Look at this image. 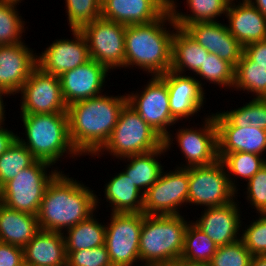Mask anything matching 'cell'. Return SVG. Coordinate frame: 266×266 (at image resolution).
I'll use <instances>...</instances> for the list:
<instances>
[{
	"label": "cell",
	"instance_id": "obj_30",
	"mask_svg": "<svg viewBox=\"0 0 266 266\" xmlns=\"http://www.w3.org/2000/svg\"><path fill=\"white\" fill-rule=\"evenodd\" d=\"M96 212L88 219L66 230L64 235L66 251L91 249L105 245L106 225L100 222Z\"/></svg>",
	"mask_w": 266,
	"mask_h": 266
},
{
	"label": "cell",
	"instance_id": "obj_28",
	"mask_svg": "<svg viewBox=\"0 0 266 266\" xmlns=\"http://www.w3.org/2000/svg\"><path fill=\"white\" fill-rule=\"evenodd\" d=\"M209 52L183 28L177 27L172 37L171 70L193 75L200 69ZM187 71V72H186ZM190 71V72H188Z\"/></svg>",
	"mask_w": 266,
	"mask_h": 266
},
{
	"label": "cell",
	"instance_id": "obj_6",
	"mask_svg": "<svg viewBox=\"0 0 266 266\" xmlns=\"http://www.w3.org/2000/svg\"><path fill=\"white\" fill-rule=\"evenodd\" d=\"M164 139L126 103L121 109L118 121L108 141L94 155L100 158L110 154L112 159L148 153L160 148ZM100 156V157H99Z\"/></svg>",
	"mask_w": 266,
	"mask_h": 266
},
{
	"label": "cell",
	"instance_id": "obj_14",
	"mask_svg": "<svg viewBox=\"0 0 266 266\" xmlns=\"http://www.w3.org/2000/svg\"><path fill=\"white\" fill-rule=\"evenodd\" d=\"M20 114L67 113L59 76L36 67L20 91Z\"/></svg>",
	"mask_w": 266,
	"mask_h": 266
},
{
	"label": "cell",
	"instance_id": "obj_20",
	"mask_svg": "<svg viewBox=\"0 0 266 266\" xmlns=\"http://www.w3.org/2000/svg\"><path fill=\"white\" fill-rule=\"evenodd\" d=\"M184 30L209 53L216 54L234 67L237 66L243 53V46L229 32L225 23L195 22L188 24Z\"/></svg>",
	"mask_w": 266,
	"mask_h": 266
},
{
	"label": "cell",
	"instance_id": "obj_36",
	"mask_svg": "<svg viewBox=\"0 0 266 266\" xmlns=\"http://www.w3.org/2000/svg\"><path fill=\"white\" fill-rule=\"evenodd\" d=\"M18 5L0 0V45H13L24 41L22 34L26 33V23L17 9Z\"/></svg>",
	"mask_w": 266,
	"mask_h": 266
},
{
	"label": "cell",
	"instance_id": "obj_38",
	"mask_svg": "<svg viewBox=\"0 0 266 266\" xmlns=\"http://www.w3.org/2000/svg\"><path fill=\"white\" fill-rule=\"evenodd\" d=\"M70 30H80L84 25L101 17V0H64Z\"/></svg>",
	"mask_w": 266,
	"mask_h": 266
},
{
	"label": "cell",
	"instance_id": "obj_51",
	"mask_svg": "<svg viewBox=\"0 0 266 266\" xmlns=\"http://www.w3.org/2000/svg\"><path fill=\"white\" fill-rule=\"evenodd\" d=\"M228 3H231V2H237V0H226ZM238 1H246V0H238Z\"/></svg>",
	"mask_w": 266,
	"mask_h": 266
},
{
	"label": "cell",
	"instance_id": "obj_40",
	"mask_svg": "<svg viewBox=\"0 0 266 266\" xmlns=\"http://www.w3.org/2000/svg\"><path fill=\"white\" fill-rule=\"evenodd\" d=\"M257 216L241 230V239L253 256L266 255V213H258Z\"/></svg>",
	"mask_w": 266,
	"mask_h": 266
},
{
	"label": "cell",
	"instance_id": "obj_27",
	"mask_svg": "<svg viewBox=\"0 0 266 266\" xmlns=\"http://www.w3.org/2000/svg\"><path fill=\"white\" fill-rule=\"evenodd\" d=\"M166 154L167 151L163 144L154 151L127 156L118 160L128 162L122 170L144 194L159 179L163 169H165L162 166L164 164L159 159L162 155L165 157Z\"/></svg>",
	"mask_w": 266,
	"mask_h": 266
},
{
	"label": "cell",
	"instance_id": "obj_13",
	"mask_svg": "<svg viewBox=\"0 0 266 266\" xmlns=\"http://www.w3.org/2000/svg\"><path fill=\"white\" fill-rule=\"evenodd\" d=\"M150 78L141 91L128 92L127 103L164 139L178 122L170 112L166 82L160 76Z\"/></svg>",
	"mask_w": 266,
	"mask_h": 266
},
{
	"label": "cell",
	"instance_id": "obj_12",
	"mask_svg": "<svg viewBox=\"0 0 266 266\" xmlns=\"http://www.w3.org/2000/svg\"><path fill=\"white\" fill-rule=\"evenodd\" d=\"M174 169H163L159 179L144 193L145 215H182L181 207H188V168Z\"/></svg>",
	"mask_w": 266,
	"mask_h": 266
},
{
	"label": "cell",
	"instance_id": "obj_3",
	"mask_svg": "<svg viewBox=\"0 0 266 266\" xmlns=\"http://www.w3.org/2000/svg\"><path fill=\"white\" fill-rule=\"evenodd\" d=\"M176 28L169 9L153 22L127 25L125 69L135 66L150 76H160L171 70L172 37Z\"/></svg>",
	"mask_w": 266,
	"mask_h": 266
},
{
	"label": "cell",
	"instance_id": "obj_9",
	"mask_svg": "<svg viewBox=\"0 0 266 266\" xmlns=\"http://www.w3.org/2000/svg\"><path fill=\"white\" fill-rule=\"evenodd\" d=\"M188 205L203 208L222 206L233 202L237 192L231 187L223 163L188 167Z\"/></svg>",
	"mask_w": 266,
	"mask_h": 266
},
{
	"label": "cell",
	"instance_id": "obj_29",
	"mask_svg": "<svg viewBox=\"0 0 266 266\" xmlns=\"http://www.w3.org/2000/svg\"><path fill=\"white\" fill-rule=\"evenodd\" d=\"M189 12L177 9L176 0H170L169 11L177 27L185 28L188 24L195 22H215L219 17L226 15L228 2L226 0H186ZM181 11V12H180ZM189 13V14H188Z\"/></svg>",
	"mask_w": 266,
	"mask_h": 266
},
{
	"label": "cell",
	"instance_id": "obj_7",
	"mask_svg": "<svg viewBox=\"0 0 266 266\" xmlns=\"http://www.w3.org/2000/svg\"><path fill=\"white\" fill-rule=\"evenodd\" d=\"M53 167L37 160L21 170L0 189V202L11 209L37 216L48 184L61 171L57 166Z\"/></svg>",
	"mask_w": 266,
	"mask_h": 266
},
{
	"label": "cell",
	"instance_id": "obj_15",
	"mask_svg": "<svg viewBox=\"0 0 266 266\" xmlns=\"http://www.w3.org/2000/svg\"><path fill=\"white\" fill-rule=\"evenodd\" d=\"M72 39H56L44 51L37 53V67L44 73L60 76L62 73L90 60L88 44L80 30H69Z\"/></svg>",
	"mask_w": 266,
	"mask_h": 266
},
{
	"label": "cell",
	"instance_id": "obj_46",
	"mask_svg": "<svg viewBox=\"0 0 266 266\" xmlns=\"http://www.w3.org/2000/svg\"><path fill=\"white\" fill-rule=\"evenodd\" d=\"M9 96L10 95L0 86V118H4L6 116V102H4V100Z\"/></svg>",
	"mask_w": 266,
	"mask_h": 266
},
{
	"label": "cell",
	"instance_id": "obj_4",
	"mask_svg": "<svg viewBox=\"0 0 266 266\" xmlns=\"http://www.w3.org/2000/svg\"><path fill=\"white\" fill-rule=\"evenodd\" d=\"M20 117L26 139L17 135V140L37 160L56 166L66 157L75 160L81 156L70 140L68 113L20 114Z\"/></svg>",
	"mask_w": 266,
	"mask_h": 266
},
{
	"label": "cell",
	"instance_id": "obj_24",
	"mask_svg": "<svg viewBox=\"0 0 266 266\" xmlns=\"http://www.w3.org/2000/svg\"><path fill=\"white\" fill-rule=\"evenodd\" d=\"M25 266H67L64 235L40 230L23 247Z\"/></svg>",
	"mask_w": 266,
	"mask_h": 266
},
{
	"label": "cell",
	"instance_id": "obj_42",
	"mask_svg": "<svg viewBox=\"0 0 266 266\" xmlns=\"http://www.w3.org/2000/svg\"><path fill=\"white\" fill-rule=\"evenodd\" d=\"M247 186V187H246ZM245 199L256 213H266V169L262 167L245 185Z\"/></svg>",
	"mask_w": 266,
	"mask_h": 266
},
{
	"label": "cell",
	"instance_id": "obj_47",
	"mask_svg": "<svg viewBox=\"0 0 266 266\" xmlns=\"http://www.w3.org/2000/svg\"><path fill=\"white\" fill-rule=\"evenodd\" d=\"M250 266H266V255H254Z\"/></svg>",
	"mask_w": 266,
	"mask_h": 266
},
{
	"label": "cell",
	"instance_id": "obj_17",
	"mask_svg": "<svg viewBox=\"0 0 266 266\" xmlns=\"http://www.w3.org/2000/svg\"><path fill=\"white\" fill-rule=\"evenodd\" d=\"M109 73L104 65L95 60L68 70L59 76L64 100L69 106L74 102L102 95ZM103 88V89H102Z\"/></svg>",
	"mask_w": 266,
	"mask_h": 266
},
{
	"label": "cell",
	"instance_id": "obj_19",
	"mask_svg": "<svg viewBox=\"0 0 266 266\" xmlns=\"http://www.w3.org/2000/svg\"><path fill=\"white\" fill-rule=\"evenodd\" d=\"M0 45V86L14 96L37 67V53L26 43Z\"/></svg>",
	"mask_w": 266,
	"mask_h": 266
},
{
	"label": "cell",
	"instance_id": "obj_37",
	"mask_svg": "<svg viewBox=\"0 0 266 266\" xmlns=\"http://www.w3.org/2000/svg\"><path fill=\"white\" fill-rule=\"evenodd\" d=\"M37 159L18 140L0 155V189Z\"/></svg>",
	"mask_w": 266,
	"mask_h": 266
},
{
	"label": "cell",
	"instance_id": "obj_8",
	"mask_svg": "<svg viewBox=\"0 0 266 266\" xmlns=\"http://www.w3.org/2000/svg\"><path fill=\"white\" fill-rule=\"evenodd\" d=\"M208 114L206 113V116H204V121L202 120L199 128L195 125V128L193 126L189 127V125L185 126V128L184 124H182L183 127L179 126L177 130L175 129V134L171 130L164 138L163 141L167 152L171 150V147L173 148V144L177 143V147H179L182 156L185 158V163L181 162L180 166L176 165L175 167L207 166L219 160L217 126L213 114H210V112Z\"/></svg>",
	"mask_w": 266,
	"mask_h": 266
},
{
	"label": "cell",
	"instance_id": "obj_34",
	"mask_svg": "<svg viewBox=\"0 0 266 266\" xmlns=\"http://www.w3.org/2000/svg\"><path fill=\"white\" fill-rule=\"evenodd\" d=\"M194 75L195 78L196 76L199 78H196V80L203 89V86L209 82V85L215 84L219 88L222 87L224 89L226 87L224 90L228 88L232 90L235 82V67L216 54L209 53L208 57H205L203 65Z\"/></svg>",
	"mask_w": 266,
	"mask_h": 266
},
{
	"label": "cell",
	"instance_id": "obj_2",
	"mask_svg": "<svg viewBox=\"0 0 266 266\" xmlns=\"http://www.w3.org/2000/svg\"><path fill=\"white\" fill-rule=\"evenodd\" d=\"M119 95H109L106 91L68 106L70 140L81 156L94 157L108 141L127 103V93Z\"/></svg>",
	"mask_w": 266,
	"mask_h": 266
},
{
	"label": "cell",
	"instance_id": "obj_49",
	"mask_svg": "<svg viewBox=\"0 0 266 266\" xmlns=\"http://www.w3.org/2000/svg\"><path fill=\"white\" fill-rule=\"evenodd\" d=\"M171 266H208V265H200V264H189V263H185L183 261H178L176 263H174L173 265Z\"/></svg>",
	"mask_w": 266,
	"mask_h": 266
},
{
	"label": "cell",
	"instance_id": "obj_10",
	"mask_svg": "<svg viewBox=\"0 0 266 266\" xmlns=\"http://www.w3.org/2000/svg\"><path fill=\"white\" fill-rule=\"evenodd\" d=\"M125 24L99 17L84 25L90 59L104 65L110 72L125 69Z\"/></svg>",
	"mask_w": 266,
	"mask_h": 266
},
{
	"label": "cell",
	"instance_id": "obj_41",
	"mask_svg": "<svg viewBox=\"0 0 266 266\" xmlns=\"http://www.w3.org/2000/svg\"><path fill=\"white\" fill-rule=\"evenodd\" d=\"M67 266H113L106 245L78 251H66Z\"/></svg>",
	"mask_w": 266,
	"mask_h": 266
},
{
	"label": "cell",
	"instance_id": "obj_25",
	"mask_svg": "<svg viewBox=\"0 0 266 266\" xmlns=\"http://www.w3.org/2000/svg\"><path fill=\"white\" fill-rule=\"evenodd\" d=\"M104 187L111 213H143L144 194L123 171L111 176Z\"/></svg>",
	"mask_w": 266,
	"mask_h": 266
},
{
	"label": "cell",
	"instance_id": "obj_11",
	"mask_svg": "<svg viewBox=\"0 0 266 266\" xmlns=\"http://www.w3.org/2000/svg\"><path fill=\"white\" fill-rule=\"evenodd\" d=\"M107 220L105 245L111 264L137 266L143 213H111Z\"/></svg>",
	"mask_w": 266,
	"mask_h": 266
},
{
	"label": "cell",
	"instance_id": "obj_45",
	"mask_svg": "<svg viewBox=\"0 0 266 266\" xmlns=\"http://www.w3.org/2000/svg\"><path fill=\"white\" fill-rule=\"evenodd\" d=\"M5 119L6 117L0 118V155L14 144L18 135V132L15 133L12 129L5 127Z\"/></svg>",
	"mask_w": 266,
	"mask_h": 266
},
{
	"label": "cell",
	"instance_id": "obj_39",
	"mask_svg": "<svg viewBox=\"0 0 266 266\" xmlns=\"http://www.w3.org/2000/svg\"><path fill=\"white\" fill-rule=\"evenodd\" d=\"M253 255L242 239L217 247L208 266H250Z\"/></svg>",
	"mask_w": 266,
	"mask_h": 266
},
{
	"label": "cell",
	"instance_id": "obj_26",
	"mask_svg": "<svg viewBox=\"0 0 266 266\" xmlns=\"http://www.w3.org/2000/svg\"><path fill=\"white\" fill-rule=\"evenodd\" d=\"M39 231L36 215L11 209L0 202V242L23 248Z\"/></svg>",
	"mask_w": 266,
	"mask_h": 266
},
{
	"label": "cell",
	"instance_id": "obj_52",
	"mask_svg": "<svg viewBox=\"0 0 266 266\" xmlns=\"http://www.w3.org/2000/svg\"><path fill=\"white\" fill-rule=\"evenodd\" d=\"M264 167L266 169V158L264 159Z\"/></svg>",
	"mask_w": 266,
	"mask_h": 266
},
{
	"label": "cell",
	"instance_id": "obj_21",
	"mask_svg": "<svg viewBox=\"0 0 266 266\" xmlns=\"http://www.w3.org/2000/svg\"><path fill=\"white\" fill-rule=\"evenodd\" d=\"M218 131L219 160L228 153L246 152L261 155L266 152V130L233 126L220 112L213 113Z\"/></svg>",
	"mask_w": 266,
	"mask_h": 266
},
{
	"label": "cell",
	"instance_id": "obj_5",
	"mask_svg": "<svg viewBox=\"0 0 266 266\" xmlns=\"http://www.w3.org/2000/svg\"><path fill=\"white\" fill-rule=\"evenodd\" d=\"M186 219L184 215L143 213L139 242L141 266H171L180 261L189 223V218Z\"/></svg>",
	"mask_w": 266,
	"mask_h": 266
},
{
	"label": "cell",
	"instance_id": "obj_31",
	"mask_svg": "<svg viewBox=\"0 0 266 266\" xmlns=\"http://www.w3.org/2000/svg\"><path fill=\"white\" fill-rule=\"evenodd\" d=\"M216 250V244L189 220L180 260L189 264L208 265Z\"/></svg>",
	"mask_w": 266,
	"mask_h": 266
},
{
	"label": "cell",
	"instance_id": "obj_32",
	"mask_svg": "<svg viewBox=\"0 0 266 266\" xmlns=\"http://www.w3.org/2000/svg\"><path fill=\"white\" fill-rule=\"evenodd\" d=\"M232 90L251 93L253 98H266V67L254 65L244 53L235 67Z\"/></svg>",
	"mask_w": 266,
	"mask_h": 266
},
{
	"label": "cell",
	"instance_id": "obj_33",
	"mask_svg": "<svg viewBox=\"0 0 266 266\" xmlns=\"http://www.w3.org/2000/svg\"><path fill=\"white\" fill-rule=\"evenodd\" d=\"M264 159L265 157L261 155L246 152L228 153L220 159L226 169L231 187L237 192V197L240 189L239 182H237L239 180L237 179L240 178V181L244 180L248 182L262 167H264Z\"/></svg>",
	"mask_w": 266,
	"mask_h": 266
},
{
	"label": "cell",
	"instance_id": "obj_43",
	"mask_svg": "<svg viewBox=\"0 0 266 266\" xmlns=\"http://www.w3.org/2000/svg\"><path fill=\"white\" fill-rule=\"evenodd\" d=\"M0 266H25L23 248L0 242Z\"/></svg>",
	"mask_w": 266,
	"mask_h": 266
},
{
	"label": "cell",
	"instance_id": "obj_1",
	"mask_svg": "<svg viewBox=\"0 0 266 266\" xmlns=\"http://www.w3.org/2000/svg\"><path fill=\"white\" fill-rule=\"evenodd\" d=\"M67 174L60 171L44 192L37 214L42 231L64 233L88 219L101 205L98 197L101 195H96L95 190L87 187L84 182Z\"/></svg>",
	"mask_w": 266,
	"mask_h": 266
},
{
	"label": "cell",
	"instance_id": "obj_48",
	"mask_svg": "<svg viewBox=\"0 0 266 266\" xmlns=\"http://www.w3.org/2000/svg\"><path fill=\"white\" fill-rule=\"evenodd\" d=\"M266 17V0H248Z\"/></svg>",
	"mask_w": 266,
	"mask_h": 266
},
{
	"label": "cell",
	"instance_id": "obj_50",
	"mask_svg": "<svg viewBox=\"0 0 266 266\" xmlns=\"http://www.w3.org/2000/svg\"><path fill=\"white\" fill-rule=\"evenodd\" d=\"M4 1H7V2H13V3H17V4H19V3H21V2L24 1V0H4Z\"/></svg>",
	"mask_w": 266,
	"mask_h": 266
},
{
	"label": "cell",
	"instance_id": "obj_18",
	"mask_svg": "<svg viewBox=\"0 0 266 266\" xmlns=\"http://www.w3.org/2000/svg\"><path fill=\"white\" fill-rule=\"evenodd\" d=\"M237 199L222 206L205 208L204 211H201L200 217H196L197 220H192L217 247L241 239L240 229L243 226L241 217L243 215L241 214L243 211L239 206L241 202Z\"/></svg>",
	"mask_w": 266,
	"mask_h": 266
},
{
	"label": "cell",
	"instance_id": "obj_44",
	"mask_svg": "<svg viewBox=\"0 0 266 266\" xmlns=\"http://www.w3.org/2000/svg\"><path fill=\"white\" fill-rule=\"evenodd\" d=\"M243 53L254 62V65L266 67V39L244 46Z\"/></svg>",
	"mask_w": 266,
	"mask_h": 266
},
{
	"label": "cell",
	"instance_id": "obj_23",
	"mask_svg": "<svg viewBox=\"0 0 266 266\" xmlns=\"http://www.w3.org/2000/svg\"><path fill=\"white\" fill-rule=\"evenodd\" d=\"M225 16L229 32L243 47L266 39V17L248 0L229 3Z\"/></svg>",
	"mask_w": 266,
	"mask_h": 266
},
{
	"label": "cell",
	"instance_id": "obj_16",
	"mask_svg": "<svg viewBox=\"0 0 266 266\" xmlns=\"http://www.w3.org/2000/svg\"><path fill=\"white\" fill-rule=\"evenodd\" d=\"M160 77L167 84L170 112L178 123L194 115L200 116L198 112H201V109L203 111L206 104V90L194 75H184L169 70Z\"/></svg>",
	"mask_w": 266,
	"mask_h": 266
},
{
	"label": "cell",
	"instance_id": "obj_22",
	"mask_svg": "<svg viewBox=\"0 0 266 266\" xmlns=\"http://www.w3.org/2000/svg\"><path fill=\"white\" fill-rule=\"evenodd\" d=\"M168 9L166 0H101V17L125 25L153 22Z\"/></svg>",
	"mask_w": 266,
	"mask_h": 266
},
{
	"label": "cell",
	"instance_id": "obj_35",
	"mask_svg": "<svg viewBox=\"0 0 266 266\" xmlns=\"http://www.w3.org/2000/svg\"><path fill=\"white\" fill-rule=\"evenodd\" d=\"M233 126L255 127L266 130V98H253L243 106L219 111Z\"/></svg>",
	"mask_w": 266,
	"mask_h": 266
}]
</instances>
